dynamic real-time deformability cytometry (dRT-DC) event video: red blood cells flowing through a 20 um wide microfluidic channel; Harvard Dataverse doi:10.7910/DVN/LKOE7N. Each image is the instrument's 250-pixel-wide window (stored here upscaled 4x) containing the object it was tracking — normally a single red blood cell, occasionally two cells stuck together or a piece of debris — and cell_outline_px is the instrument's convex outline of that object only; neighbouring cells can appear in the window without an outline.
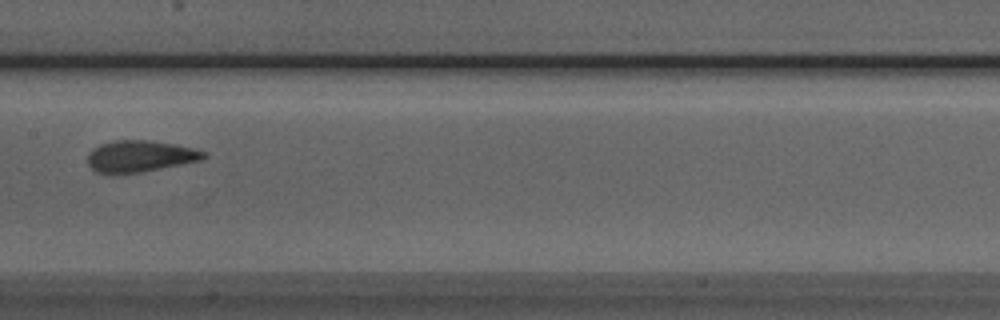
{"species": "Egyptian fruit bat (a non-hibernating species)", "species_latin": "Rousettus aegyptiacus", "temperature_condition": "room temperature", "stored_images_in_passage": 7, "camera_frame_rate_fps": 3000, "um_per_image_px": 0.085, "animal": {"sex": "male"}, "frame": {"image": 1, "passage_image": 7, "time_ms": 6.667, "image_size_px": [1000, 320], "cell_outline_px": [[204, 156], [200, 160], [144, 172], [112, 176], [96, 172], [88, 164], [88, 152], [92, 148], [100, 144], [116, 140], [148, 140], [176, 144], [192, 148], [204, 152]], "centroid_in_image_um": [11.81, 13.31], "position_along_channel_um": 195.6, "area_um2": 21.62}}